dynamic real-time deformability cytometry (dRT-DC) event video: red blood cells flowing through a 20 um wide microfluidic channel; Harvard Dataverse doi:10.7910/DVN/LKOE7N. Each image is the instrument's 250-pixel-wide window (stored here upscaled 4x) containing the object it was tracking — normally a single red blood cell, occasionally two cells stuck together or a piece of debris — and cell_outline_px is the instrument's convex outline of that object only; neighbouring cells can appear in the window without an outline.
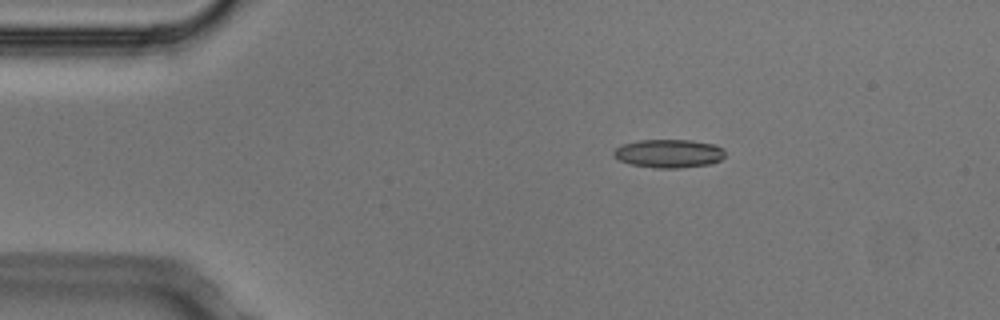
{"species": "Egyptian fruit bat (a non-hibernating species)", "species_latin": "Rousettus aegyptiacus", "temperature_condition": "cold", "stored_images_in_passage": 5, "camera_frame_rate_fps": 3000, "um_per_image_px": 0.085, "animal": {"sex": "male"}, "frame": {"image": 1, "passage_image": 1, "time_ms": 0.0, "image_size_px": [1000, 320], "cell_outline_px": [[724, 156], [720, 160], [712, 164], [680, 168], [656, 168], [628, 164], [612, 156], [612, 152], [616, 148], [624, 144], [636, 140], [692, 140], [716, 144], [724, 148]], "centroid_in_image_um": [56.86, 13.05], "position_along_channel_um": 28.1, "area_um2": 18.73}}
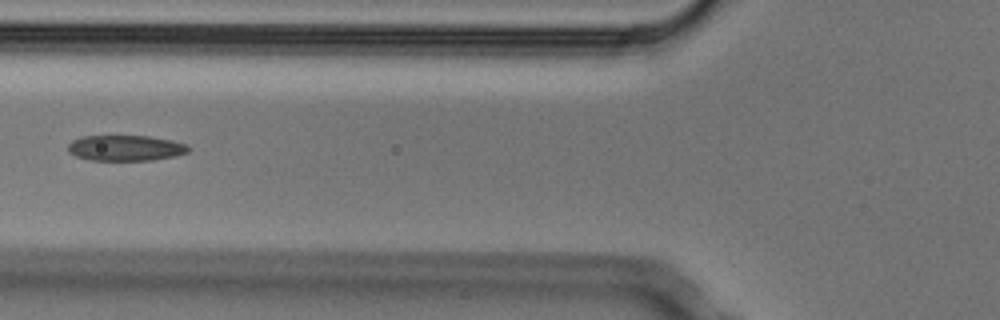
{"frame": {"image": 2, "passage_image": 4, "time_ms": 1.0, "image_size_px": [1000, 320], "cell_outline_px": [[192, 148], [188, 152], [176, 156], [152, 160], [88, 160], [76, 156], [68, 152], [68, 144], [72, 140], [80, 136], [148, 136], [172, 140], [188, 144]], "centroid_in_image_um": [10.69, 12.58], "position_along_channel_um": 115.1, "area_um2": 18.21}}
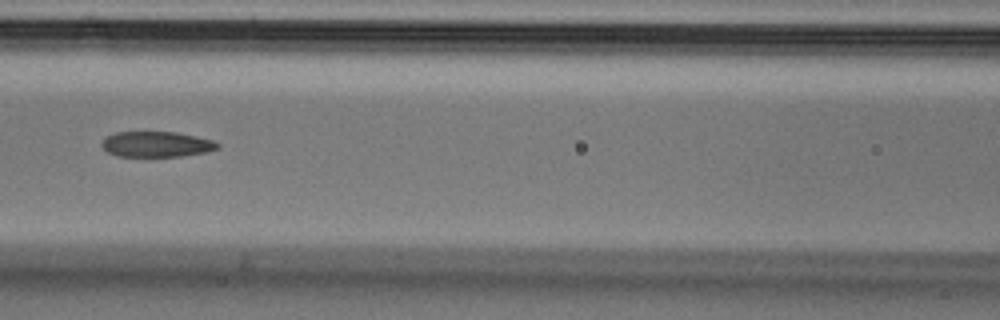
{"frame": {"image": 3, "passage_image": 5, "time_ms": 1.333, "image_size_px": [1000, 320], "cell_outline_px": [[220, 148], [204, 152], [180, 156], [116, 156], [108, 152], [100, 144], [108, 136], [116, 132], [176, 132], [196, 136], [212, 140], [220, 144]], "centroid_in_image_um": [13.31, 12.26], "position_along_channel_um": 153.3, "area_um2": 17.05}}